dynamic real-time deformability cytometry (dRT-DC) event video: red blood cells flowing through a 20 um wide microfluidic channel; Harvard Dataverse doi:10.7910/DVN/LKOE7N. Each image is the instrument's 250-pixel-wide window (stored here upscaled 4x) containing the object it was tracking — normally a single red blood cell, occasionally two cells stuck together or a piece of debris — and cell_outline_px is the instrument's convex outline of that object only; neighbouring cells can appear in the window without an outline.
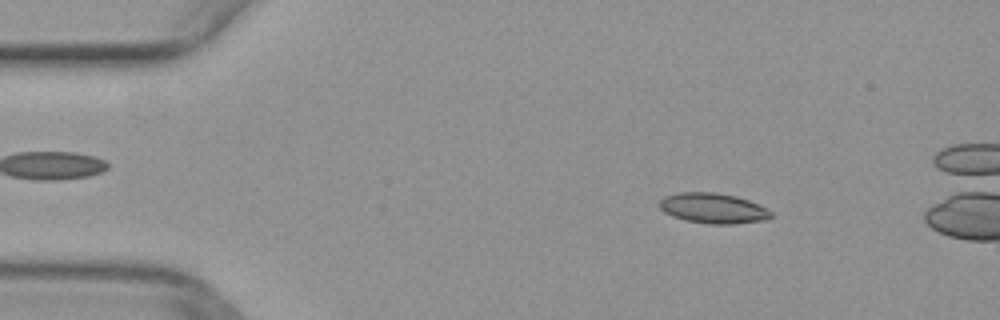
{"species": "common noctule bat (a hibernating species)", "species_latin": "Nyctalus noctula", "temperature_condition": "warm", "stored_images_in_passage": 51, "camera_frame_rate_fps": 3000, "um_per_image_px": 0.085, "animal": {"sex": "female", "body_mass_g": 29.2, "forearm_length_mm": 56.3}, "frame": {"image": 1, "passage_image": 7, "time_ms": 2.0, "image_size_px": [1000, 320], "cell_outline_px": [[772, 216], [768, 220], [732, 224], [708, 224], [684, 220], [672, 216], [664, 212], [656, 204], [664, 196], [680, 192], [716, 192], [736, 196], [760, 204], [772, 212]], "centroid_in_image_um": [60.61, 17.7], "position_along_channel_um": 24.4, "area_um2": 20.0}}
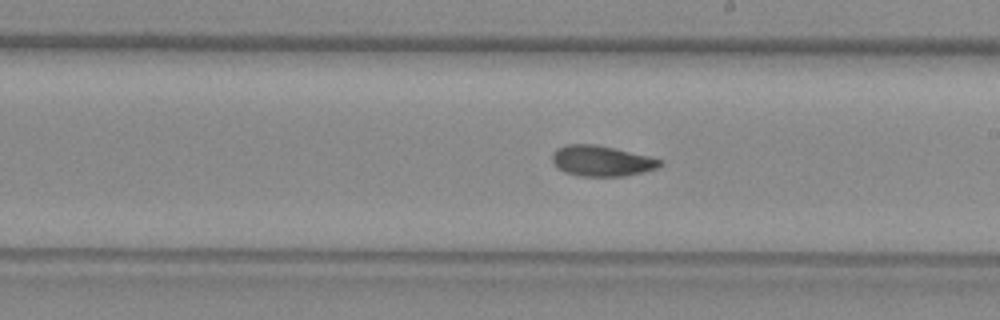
{"frame": {"image": 2, "passage_image": 28, "time_ms": 9.0, "image_size_px": [1000, 320], "cell_outline_px": [[664, 164], [656, 168], [644, 172], [624, 176], [580, 176], [564, 172], [552, 164], [552, 152], [556, 148], [564, 144], [592, 144], [612, 148], [648, 156], [660, 160]], "centroid_in_image_um": [51.07, 13.68], "position_along_channel_um": 237.9, "area_um2": 19.19}}
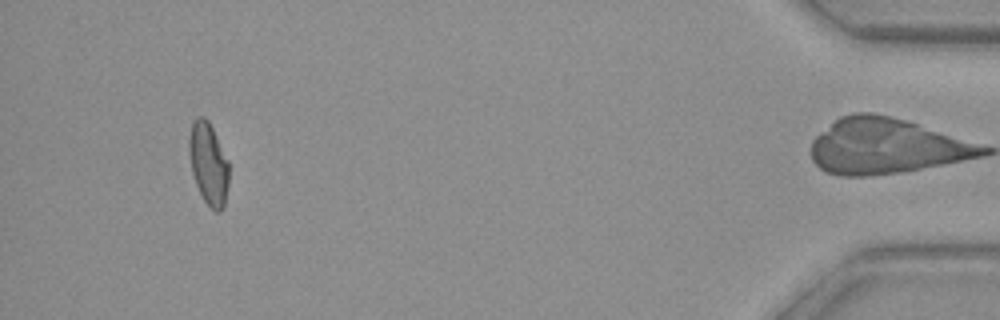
{"frame": {"image": 3, "passage_image": 47, "time_ms": 15.333, "image_size_px": [1000, 320], "cell_outline_px": [[228, 184], [224, 208], [220, 212], [216, 212], [204, 200], [196, 184], [192, 172], [188, 152], [188, 140], [192, 124], [196, 116], [204, 116], [208, 120], [228, 160]], "centroid_in_image_um": [17.71, 13.9], "position_along_channel_um": 417.5, "area_um2": 19.02}}